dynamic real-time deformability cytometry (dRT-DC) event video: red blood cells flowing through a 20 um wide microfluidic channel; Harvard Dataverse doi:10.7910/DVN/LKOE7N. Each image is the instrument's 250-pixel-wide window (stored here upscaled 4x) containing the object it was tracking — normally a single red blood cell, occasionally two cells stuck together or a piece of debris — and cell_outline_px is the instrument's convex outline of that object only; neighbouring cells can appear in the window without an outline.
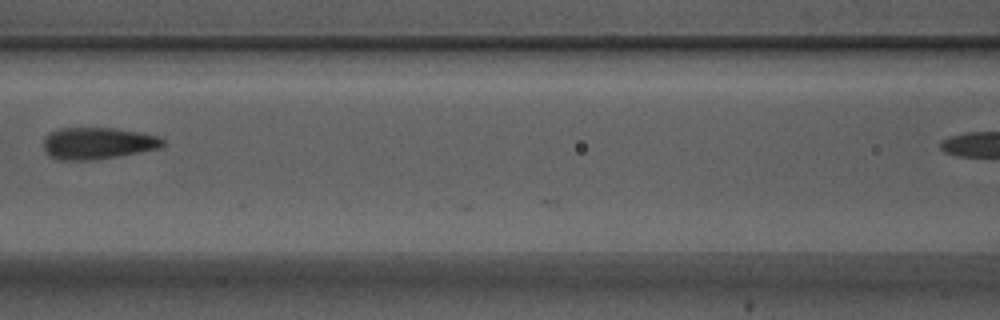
{"species": "Egyptian fruit bat (a non-hibernating species)", "species_latin": "Rousettus aegyptiacus", "temperature_condition": "warm", "stored_images_in_passage": 6, "camera_frame_rate_fps": 3000, "um_per_image_px": 0.085, "animal": {"sex": "male"}, "frame": {"image": 1, "passage_image": 5, "time_ms": 1.333, "image_size_px": [1000, 320], "cell_outline_px": [[164, 144], [160, 148], [116, 156], [92, 160], [56, 160], [44, 148], [44, 136], [60, 128], [112, 128], [136, 132], [156, 136], [164, 140]], "centroid_in_image_um": [8.27, 12.18], "position_along_channel_um": 158.3, "area_um2": 21.68}}